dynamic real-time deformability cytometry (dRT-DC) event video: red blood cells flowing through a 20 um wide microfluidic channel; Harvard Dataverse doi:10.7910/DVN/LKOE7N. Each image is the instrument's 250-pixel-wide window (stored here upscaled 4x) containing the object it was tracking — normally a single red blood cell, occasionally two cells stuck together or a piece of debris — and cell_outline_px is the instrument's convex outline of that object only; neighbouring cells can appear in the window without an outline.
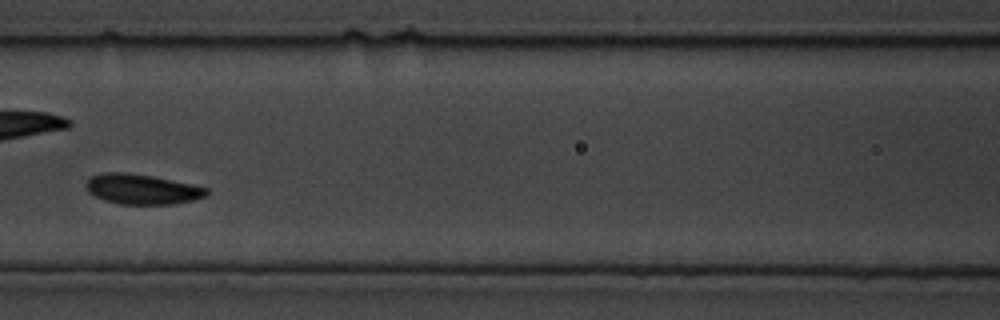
{"species": "common noctule bat (a hibernating species)", "species_latin": "Nyctalus noctula", "temperature_condition": "cold", "stored_images_in_passage": 21, "camera_frame_rate_fps": 3000, "um_per_image_px": 0.085, "animal": {"sex": "male", "body_mass_g": 19.5, "forearm_length_mm": 54.6}, "frame": {"image": 1, "passage_image": 7, "time_ms": 2.0, "image_size_px": [1000, 320], "cell_outline_px": [[208, 196], [176, 204], [120, 204], [104, 200], [88, 192], [84, 184], [88, 176], [104, 172], [128, 172], [152, 176], [192, 184], [208, 188]], "centroid_in_image_um": [12.04, 16.07], "position_along_channel_um": 154.6, "area_um2": 21.39}}
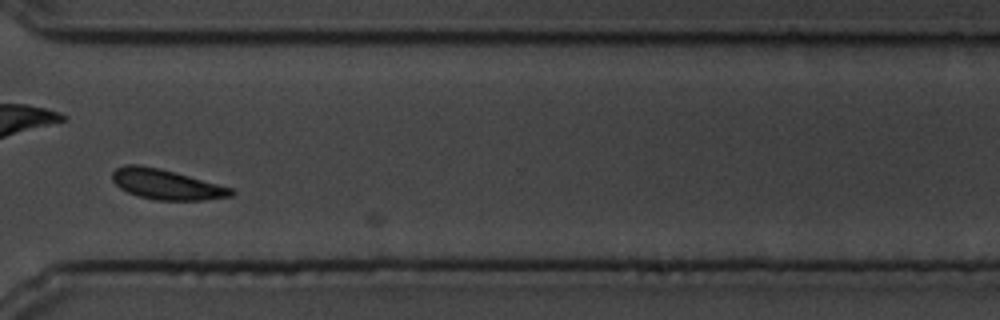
{"frame": {"image": 2, "passage_image": 15, "time_ms": 4.667, "image_size_px": [1000, 320], "cell_outline_px": [[236, 192], [232, 196], [204, 200], [156, 200], [140, 196], [128, 192], [120, 188], [112, 180], [112, 172], [116, 168], [124, 164], [140, 164], [160, 168], [232, 188]], "centroid_in_image_um": [14.12, 15.66], "position_along_channel_um": 356.5, "area_um2": 20.81}}
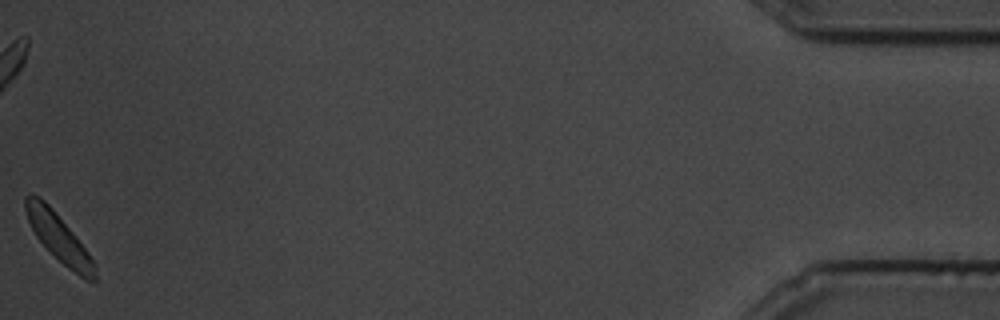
{"frame": {"image": 3, "passage_image": 21, "time_ms": 6.667, "image_size_px": [1000, 320], "cell_outline_px": [[96, 280], [84, 280], [68, 268], [36, 236], [28, 220], [24, 208], [24, 196], [28, 192], [32, 192], [40, 196], [52, 208], [72, 232], [88, 252], [96, 264]], "centroid_in_image_um": [4.98, 20.16], "position_along_channel_um": 430.2, "area_um2": 19.02}}